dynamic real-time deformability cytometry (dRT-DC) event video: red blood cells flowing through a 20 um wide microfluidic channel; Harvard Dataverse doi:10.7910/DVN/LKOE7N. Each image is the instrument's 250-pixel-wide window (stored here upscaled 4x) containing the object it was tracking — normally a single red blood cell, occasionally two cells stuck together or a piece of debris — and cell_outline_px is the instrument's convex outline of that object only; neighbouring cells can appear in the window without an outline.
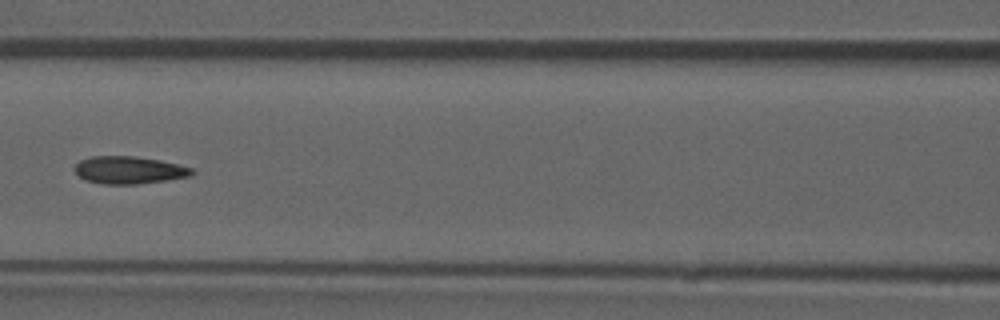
{"species": "common noctule bat (a hibernating species)", "species_latin": "Nyctalus noctula", "temperature_condition": "room temperature", "stored_images_in_passage": 9, "camera_frame_rate_fps": 3000, "um_per_image_px": 0.085, "animal": {"sex": "male", "forearm_length_mm": 52.5}, "frame": {"image": 1, "passage_image": 6, "time_ms": 1.667, "image_size_px": [1000, 320], "cell_outline_px": [[196, 172], [192, 176], [168, 180], [136, 184], [104, 184], [84, 180], [72, 168], [80, 160], [92, 156], [132, 156], [160, 160], [180, 164], [192, 168]], "centroid_in_image_um": [10.99, 14.45], "position_along_channel_um": 155.6, "area_um2": 18.96}}